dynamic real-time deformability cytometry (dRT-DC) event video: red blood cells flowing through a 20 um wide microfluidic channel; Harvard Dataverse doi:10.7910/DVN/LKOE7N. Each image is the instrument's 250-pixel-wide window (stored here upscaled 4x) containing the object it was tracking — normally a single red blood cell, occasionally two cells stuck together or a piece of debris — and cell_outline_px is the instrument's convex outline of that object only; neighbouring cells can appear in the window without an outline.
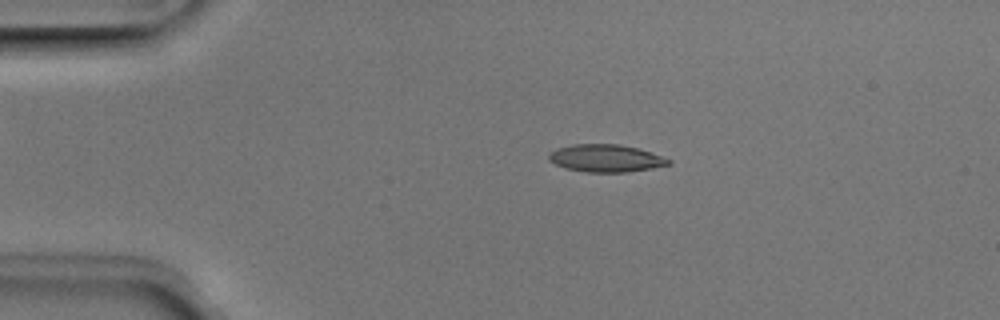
{"species": "Egyptian fruit bat (a non-hibernating species)", "species_latin": "Rousettus aegyptiacus", "temperature_condition": "room temperature", "stored_images_in_passage": 51, "camera_frame_rate_fps": 3000, "um_per_image_px": 0.085, "animal": {"sex": "male"}, "frame": {"image": 1, "passage_image": 10, "time_ms": 3.0, "image_size_px": [1000, 320], "cell_outline_px": [[672, 164], [652, 168], [628, 172], [584, 172], [564, 168], [548, 160], [548, 156], [556, 148], [572, 144], [620, 144], [636, 148], [672, 160]], "centroid_in_image_um": [51.47, 13.46], "position_along_channel_um": 33.5, "area_um2": 19.13}}
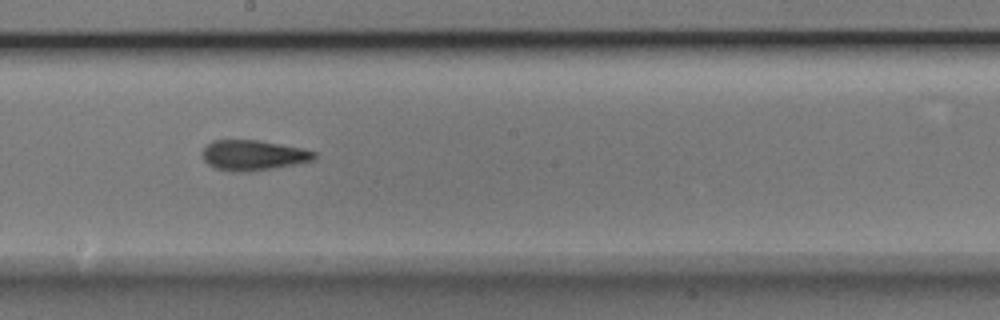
{"frame": {"image": 2, "passage_image": 28, "time_ms": 9.0, "image_size_px": [1000, 320], "cell_outline_px": [[316, 156], [312, 160], [296, 164], [272, 168], [244, 172], [236, 172], [216, 168], [208, 164], [200, 156], [204, 148], [212, 140], [260, 140], [300, 148], [316, 152]], "centroid_in_image_um": [21.48, 13.19], "position_along_channel_um": 226.7, "area_um2": 19.59}}
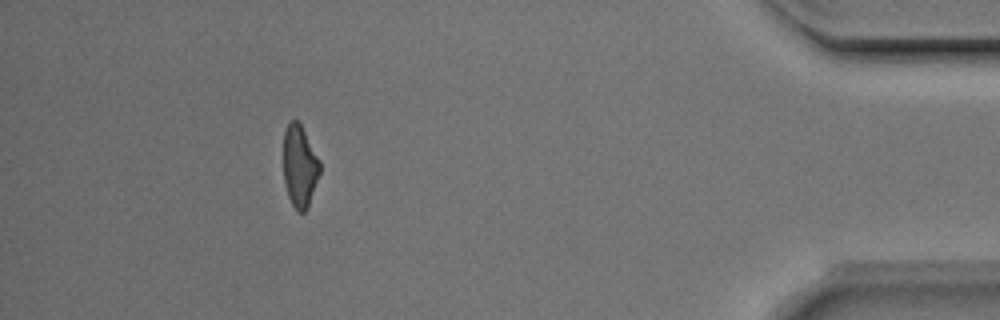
{"frame": {"image": 3, "passage_image": 46, "time_ms": 15.0, "image_size_px": [1000, 320], "cell_outline_px": [[320, 172], [308, 208], [304, 212], [296, 212], [288, 196], [284, 180], [284, 132], [288, 124], [292, 120], [296, 120], [300, 124], [320, 160]], "centroid_in_image_um": [25.48, 14.17], "position_along_channel_um": 409.7, "area_um2": 17.28}, "authors_computed_cell_mechanics": {"area_um2": 18.9584, "velocity_mm_per_s": 3.9693, "shape_relaxation_time_tau1_ms": 6.2058, "shape_relaxation_time_tau2_ms": 2.9529, "deformation_change_tau1": 0.2046, "deformation_change_tau2": 0.1245}}